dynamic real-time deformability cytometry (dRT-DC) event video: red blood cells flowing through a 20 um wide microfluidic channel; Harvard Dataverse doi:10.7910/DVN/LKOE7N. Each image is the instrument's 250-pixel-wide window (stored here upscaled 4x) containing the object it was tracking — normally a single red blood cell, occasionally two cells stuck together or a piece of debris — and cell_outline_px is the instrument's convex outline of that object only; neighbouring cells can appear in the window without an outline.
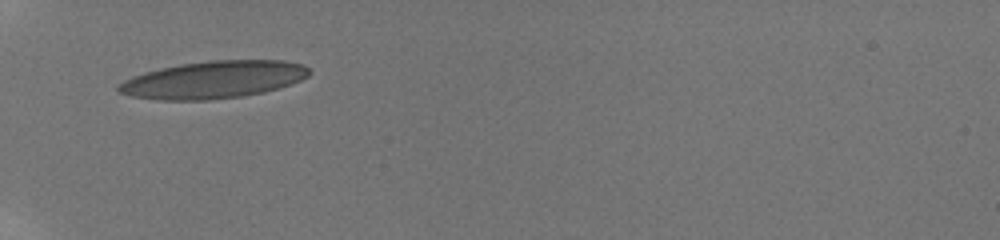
{"species": "human", "species_latin": "Homo sapiens", "temperature_condition": "room temperature", "stored_images_in_passage": 53, "camera_frame_rate_fps": 3000, "um_per_image_px": 0.085, "donor": {"sex": "male"}, "frame": {"image": 1, "passage_image": 1, "time_ms": 0.0, "image_size_px": [1000, 240], "cell_outline_px": [[312, 72], [308, 76], [292, 84], [280, 88], [264, 92], [244, 96], [208, 100], [160, 100], [132, 96], [120, 92], [116, 88], [124, 80], [132, 76], [144, 72], [160, 68], [180, 64], [212, 60], [284, 60], [304, 64]], "centroid_in_image_um": [18.19, 6.77], "position_along_channel_um": 66.8, "area_um2": 41.73}}
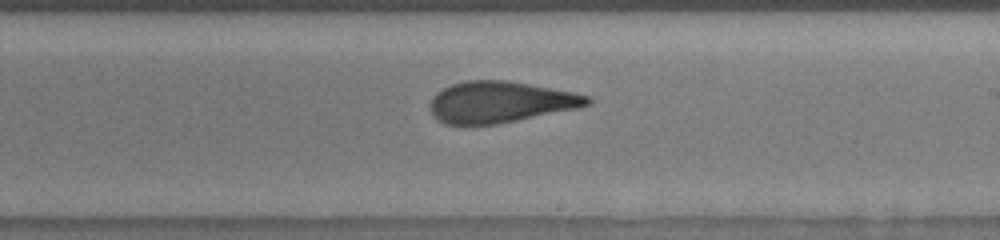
{"frame": {"image": 2, "passage_image": 25, "time_ms": 5.0, "image_size_px": [1000, 240], "cell_outline_px": [[592, 100], [588, 104], [576, 108], [496, 124], [444, 124], [436, 120], [428, 104], [432, 96], [436, 92], [452, 84], [464, 80], [508, 80], [576, 92], [588, 96]], "centroid_in_image_um": [42.47, 8.66], "position_along_channel_um": 246.5, "area_um2": 37.74}}
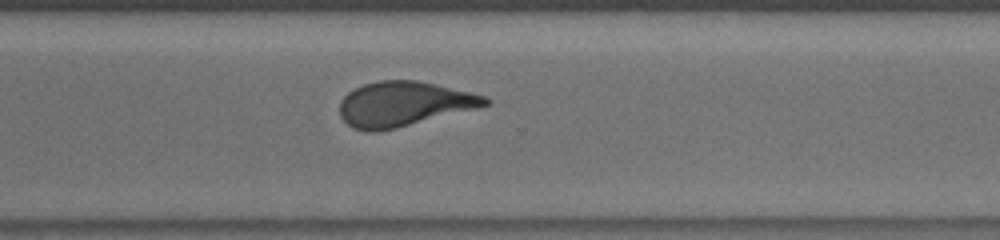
{"frame": {"image": 3, "passage_image": 37, "time_ms": 7.333, "image_size_px": [1000, 240], "cell_outline_px": [[492, 100], [488, 104], [480, 108], [396, 128], [376, 132], [368, 132], [352, 128], [340, 116], [340, 100], [348, 92], [364, 84], [380, 80], [416, 80], [436, 84], [472, 92], [484, 96]], "centroid_in_image_um": [34.33, 8.84], "position_along_channel_um": 336.3, "area_um2": 38.15}, "authors_computed_cell_mechanics": {"area_um2": 38.4948, "velocity_mm_per_s": 3.8496, "shape_relaxation_time_tau1_ms": 7.5035, "shape_relaxation_time_tau2_ms": 1.4152, "deformation_change_tau1": 0.2312, "deformation_change_tau2": 0.1055}}